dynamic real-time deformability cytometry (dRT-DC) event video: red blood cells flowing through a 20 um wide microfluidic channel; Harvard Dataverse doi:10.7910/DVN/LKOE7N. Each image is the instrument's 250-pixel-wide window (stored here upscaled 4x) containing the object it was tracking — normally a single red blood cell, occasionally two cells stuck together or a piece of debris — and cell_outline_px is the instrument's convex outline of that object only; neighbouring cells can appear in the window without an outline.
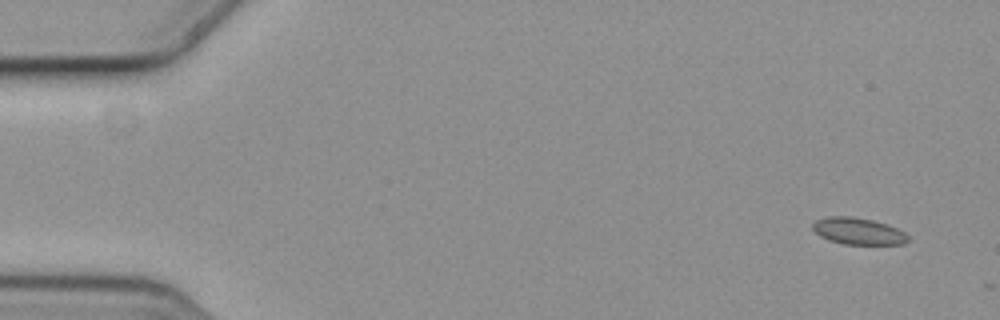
{"species": "common noctule bat (a hibernating species)", "species_latin": "Nyctalus noctula", "temperature_condition": "cold", "stored_images_in_passage": 2, "camera_frame_rate_fps": 3000, "um_per_image_px": 0.085, "animal": {"sex": "female", "body_mass_g": 19.3, "forearm_length_mm": 54.1}, "frame": {"image": 1, "passage_image": 2, "time_ms": 0.333, "image_size_px": [1000, 320], "cell_outline_px": [[908, 240], [904, 244], [844, 244], [828, 240], [820, 236], [812, 228], [812, 224], [816, 220], [828, 216], [852, 216], [872, 220], [888, 224], [904, 232], [908, 236]], "centroid_in_image_um": [72.93, 19.64], "position_along_channel_um": 12.1, "area_um2": 14.85}}